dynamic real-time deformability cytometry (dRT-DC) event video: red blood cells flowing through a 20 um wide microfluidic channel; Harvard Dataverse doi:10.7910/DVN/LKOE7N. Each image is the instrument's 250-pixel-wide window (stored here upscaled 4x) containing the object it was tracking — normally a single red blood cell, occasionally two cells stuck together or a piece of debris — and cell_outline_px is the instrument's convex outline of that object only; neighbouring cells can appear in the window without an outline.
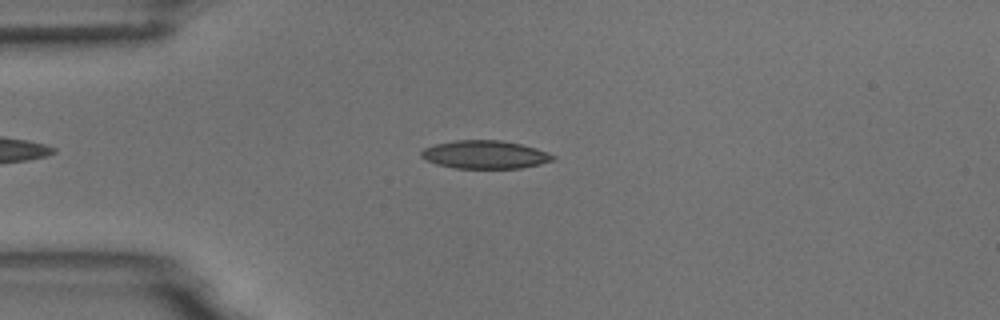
{"species": "common noctule bat (a hibernating species)", "species_latin": "Nyctalus noctula", "temperature_condition": "room temperature", "stored_images_in_passage": 6, "camera_frame_rate_fps": 3000, "um_per_image_px": 0.085, "animal": {"sex": "male", "body_mass_g": 18.8}, "frame": {"image": 1, "passage_image": 4, "time_ms": 4.333, "image_size_px": [1000, 320], "cell_outline_px": [[556, 160], [540, 164], [520, 168], [456, 168], [436, 164], [424, 160], [420, 156], [420, 152], [424, 148], [436, 144], [456, 140], [500, 140], [520, 144], [536, 148], [556, 156]], "centroid_in_image_um": [41.21, 13.14], "position_along_channel_um": 43.8, "area_um2": 21.62}}